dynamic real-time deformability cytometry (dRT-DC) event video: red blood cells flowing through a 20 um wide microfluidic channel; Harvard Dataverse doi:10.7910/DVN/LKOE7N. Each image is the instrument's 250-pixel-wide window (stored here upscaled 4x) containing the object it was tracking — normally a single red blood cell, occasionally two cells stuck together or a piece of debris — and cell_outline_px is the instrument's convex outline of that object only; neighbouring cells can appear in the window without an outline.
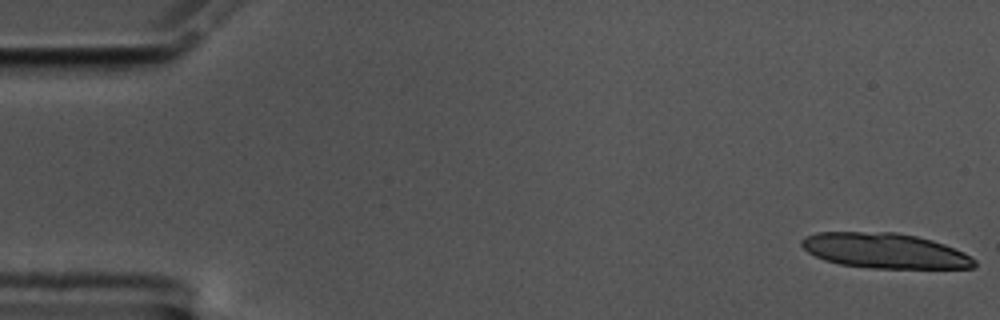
{"species": "common noctule bat (a hibernating species)", "species_latin": "Nyctalus noctula", "temperature_condition": "cold", "stored_images_in_passage": 16, "camera_frame_rate_fps": 3000, "um_per_image_px": 0.085, "animal": {"sex": "male", "body_mass_g": 17.5, "forearm_length_mm": 52.3}, "frame": {"image": 1, "passage_image": 1, "time_ms": 0.0, "image_size_px": [1000, 320], "cell_outline_px": [[976, 268], [872, 268], [840, 264], [824, 260], [808, 252], [800, 244], [800, 240], [804, 236], [816, 232], [896, 232], [916, 236], [932, 240], [944, 244], [964, 252], [972, 256], [976, 260]], "centroid_in_image_um": [75.21, 21.31], "position_along_channel_um": 9.8, "area_um2": 35.55}}